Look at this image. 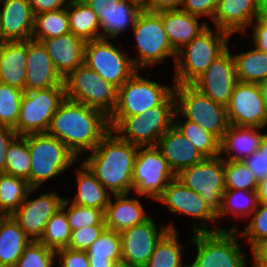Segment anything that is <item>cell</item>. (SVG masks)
I'll list each match as a JSON object with an SVG mask.
<instances>
[{
    "label": "cell",
    "mask_w": 267,
    "mask_h": 267,
    "mask_svg": "<svg viewBox=\"0 0 267 267\" xmlns=\"http://www.w3.org/2000/svg\"><path fill=\"white\" fill-rule=\"evenodd\" d=\"M70 31L87 41L101 38L100 24L95 12L82 0H70L67 6Z\"/></svg>",
    "instance_id": "31"
},
{
    "label": "cell",
    "mask_w": 267,
    "mask_h": 267,
    "mask_svg": "<svg viewBox=\"0 0 267 267\" xmlns=\"http://www.w3.org/2000/svg\"><path fill=\"white\" fill-rule=\"evenodd\" d=\"M229 125L264 128L267 103L258 84L237 81L226 106Z\"/></svg>",
    "instance_id": "15"
},
{
    "label": "cell",
    "mask_w": 267,
    "mask_h": 267,
    "mask_svg": "<svg viewBox=\"0 0 267 267\" xmlns=\"http://www.w3.org/2000/svg\"><path fill=\"white\" fill-rule=\"evenodd\" d=\"M111 131L109 117L102 111L65 98L54 113L48 134L63 142L80 161Z\"/></svg>",
    "instance_id": "1"
},
{
    "label": "cell",
    "mask_w": 267,
    "mask_h": 267,
    "mask_svg": "<svg viewBox=\"0 0 267 267\" xmlns=\"http://www.w3.org/2000/svg\"><path fill=\"white\" fill-rule=\"evenodd\" d=\"M177 234V230H168L156 243L144 267H187L183 264V249Z\"/></svg>",
    "instance_id": "35"
},
{
    "label": "cell",
    "mask_w": 267,
    "mask_h": 267,
    "mask_svg": "<svg viewBox=\"0 0 267 267\" xmlns=\"http://www.w3.org/2000/svg\"><path fill=\"white\" fill-rule=\"evenodd\" d=\"M231 35L208 27L188 45L179 50L175 59L174 85H191L227 48Z\"/></svg>",
    "instance_id": "4"
},
{
    "label": "cell",
    "mask_w": 267,
    "mask_h": 267,
    "mask_svg": "<svg viewBox=\"0 0 267 267\" xmlns=\"http://www.w3.org/2000/svg\"><path fill=\"white\" fill-rule=\"evenodd\" d=\"M226 190L257 191L258 179L243 161L224 160Z\"/></svg>",
    "instance_id": "42"
},
{
    "label": "cell",
    "mask_w": 267,
    "mask_h": 267,
    "mask_svg": "<svg viewBox=\"0 0 267 267\" xmlns=\"http://www.w3.org/2000/svg\"><path fill=\"white\" fill-rule=\"evenodd\" d=\"M253 24L252 43L258 50L267 53V13L259 15Z\"/></svg>",
    "instance_id": "50"
},
{
    "label": "cell",
    "mask_w": 267,
    "mask_h": 267,
    "mask_svg": "<svg viewBox=\"0 0 267 267\" xmlns=\"http://www.w3.org/2000/svg\"><path fill=\"white\" fill-rule=\"evenodd\" d=\"M5 173L26 179L30 186L31 155L27 135L17 136L6 153Z\"/></svg>",
    "instance_id": "40"
},
{
    "label": "cell",
    "mask_w": 267,
    "mask_h": 267,
    "mask_svg": "<svg viewBox=\"0 0 267 267\" xmlns=\"http://www.w3.org/2000/svg\"><path fill=\"white\" fill-rule=\"evenodd\" d=\"M258 16L255 0H219L213 23L230 35L244 34Z\"/></svg>",
    "instance_id": "23"
},
{
    "label": "cell",
    "mask_w": 267,
    "mask_h": 267,
    "mask_svg": "<svg viewBox=\"0 0 267 267\" xmlns=\"http://www.w3.org/2000/svg\"><path fill=\"white\" fill-rule=\"evenodd\" d=\"M24 91L0 83V125H17Z\"/></svg>",
    "instance_id": "44"
},
{
    "label": "cell",
    "mask_w": 267,
    "mask_h": 267,
    "mask_svg": "<svg viewBox=\"0 0 267 267\" xmlns=\"http://www.w3.org/2000/svg\"><path fill=\"white\" fill-rule=\"evenodd\" d=\"M71 32L69 27L67 7L57 10L42 12L34 16L32 39L43 41Z\"/></svg>",
    "instance_id": "37"
},
{
    "label": "cell",
    "mask_w": 267,
    "mask_h": 267,
    "mask_svg": "<svg viewBox=\"0 0 267 267\" xmlns=\"http://www.w3.org/2000/svg\"><path fill=\"white\" fill-rule=\"evenodd\" d=\"M27 40L4 41L0 46V83L26 91Z\"/></svg>",
    "instance_id": "25"
},
{
    "label": "cell",
    "mask_w": 267,
    "mask_h": 267,
    "mask_svg": "<svg viewBox=\"0 0 267 267\" xmlns=\"http://www.w3.org/2000/svg\"><path fill=\"white\" fill-rule=\"evenodd\" d=\"M131 1L138 4L143 9H145L151 2V0H131Z\"/></svg>",
    "instance_id": "62"
},
{
    "label": "cell",
    "mask_w": 267,
    "mask_h": 267,
    "mask_svg": "<svg viewBox=\"0 0 267 267\" xmlns=\"http://www.w3.org/2000/svg\"><path fill=\"white\" fill-rule=\"evenodd\" d=\"M183 0H151L145 10L159 13L162 11L179 10Z\"/></svg>",
    "instance_id": "55"
},
{
    "label": "cell",
    "mask_w": 267,
    "mask_h": 267,
    "mask_svg": "<svg viewBox=\"0 0 267 267\" xmlns=\"http://www.w3.org/2000/svg\"><path fill=\"white\" fill-rule=\"evenodd\" d=\"M61 207L66 211L71 231L92 225H105L104 212L100 209L72 204L68 198H64Z\"/></svg>",
    "instance_id": "43"
},
{
    "label": "cell",
    "mask_w": 267,
    "mask_h": 267,
    "mask_svg": "<svg viewBox=\"0 0 267 267\" xmlns=\"http://www.w3.org/2000/svg\"><path fill=\"white\" fill-rule=\"evenodd\" d=\"M32 240L11 215L0 217V267H14Z\"/></svg>",
    "instance_id": "29"
},
{
    "label": "cell",
    "mask_w": 267,
    "mask_h": 267,
    "mask_svg": "<svg viewBox=\"0 0 267 267\" xmlns=\"http://www.w3.org/2000/svg\"><path fill=\"white\" fill-rule=\"evenodd\" d=\"M27 144L31 155V188H38L79 161L63 142L47 132L28 134Z\"/></svg>",
    "instance_id": "5"
},
{
    "label": "cell",
    "mask_w": 267,
    "mask_h": 267,
    "mask_svg": "<svg viewBox=\"0 0 267 267\" xmlns=\"http://www.w3.org/2000/svg\"><path fill=\"white\" fill-rule=\"evenodd\" d=\"M242 161L254 173V176L258 180L267 176L264 163V154H262L260 150L254 152L249 157L244 158Z\"/></svg>",
    "instance_id": "53"
},
{
    "label": "cell",
    "mask_w": 267,
    "mask_h": 267,
    "mask_svg": "<svg viewBox=\"0 0 267 267\" xmlns=\"http://www.w3.org/2000/svg\"><path fill=\"white\" fill-rule=\"evenodd\" d=\"M138 148L111 130L82 163L112 196L129 194Z\"/></svg>",
    "instance_id": "2"
},
{
    "label": "cell",
    "mask_w": 267,
    "mask_h": 267,
    "mask_svg": "<svg viewBox=\"0 0 267 267\" xmlns=\"http://www.w3.org/2000/svg\"><path fill=\"white\" fill-rule=\"evenodd\" d=\"M176 178L168 161L155 146H139L132 171V190L156 201Z\"/></svg>",
    "instance_id": "10"
},
{
    "label": "cell",
    "mask_w": 267,
    "mask_h": 267,
    "mask_svg": "<svg viewBox=\"0 0 267 267\" xmlns=\"http://www.w3.org/2000/svg\"><path fill=\"white\" fill-rule=\"evenodd\" d=\"M105 228V225H92L71 231V237L67 248L86 251Z\"/></svg>",
    "instance_id": "47"
},
{
    "label": "cell",
    "mask_w": 267,
    "mask_h": 267,
    "mask_svg": "<svg viewBox=\"0 0 267 267\" xmlns=\"http://www.w3.org/2000/svg\"><path fill=\"white\" fill-rule=\"evenodd\" d=\"M136 40L135 49L138 57L131 58L135 67L140 71L149 65H156L166 57L176 59L162 22V12L154 13L145 9L139 14L132 28Z\"/></svg>",
    "instance_id": "8"
},
{
    "label": "cell",
    "mask_w": 267,
    "mask_h": 267,
    "mask_svg": "<svg viewBox=\"0 0 267 267\" xmlns=\"http://www.w3.org/2000/svg\"><path fill=\"white\" fill-rule=\"evenodd\" d=\"M70 0H29L35 15L42 12L57 11L68 6Z\"/></svg>",
    "instance_id": "52"
},
{
    "label": "cell",
    "mask_w": 267,
    "mask_h": 267,
    "mask_svg": "<svg viewBox=\"0 0 267 267\" xmlns=\"http://www.w3.org/2000/svg\"><path fill=\"white\" fill-rule=\"evenodd\" d=\"M71 237V229L66 211L60 207L46 224L39 242L55 251L67 248Z\"/></svg>",
    "instance_id": "41"
},
{
    "label": "cell",
    "mask_w": 267,
    "mask_h": 267,
    "mask_svg": "<svg viewBox=\"0 0 267 267\" xmlns=\"http://www.w3.org/2000/svg\"><path fill=\"white\" fill-rule=\"evenodd\" d=\"M138 72L139 70L118 88L117 104L109 117H129L144 113L161 105L174 92V84L162 85L141 77Z\"/></svg>",
    "instance_id": "12"
},
{
    "label": "cell",
    "mask_w": 267,
    "mask_h": 267,
    "mask_svg": "<svg viewBox=\"0 0 267 267\" xmlns=\"http://www.w3.org/2000/svg\"><path fill=\"white\" fill-rule=\"evenodd\" d=\"M237 82L229 47L191 85L212 101L227 106Z\"/></svg>",
    "instance_id": "18"
},
{
    "label": "cell",
    "mask_w": 267,
    "mask_h": 267,
    "mask_svg": "<svg viewBox=\"0 0 267 267\" xmlns=\"http://www.w3.org/2000/svg\"><path fill=\"white\" fill-rule=\"evenodd\" d=\"M251 251L258 262L267 266V240L256 243Z\"/></svg>",
    "instance_id": "56"
},
{
    "label": "cell",
    "mask_w": 267,
    "mask_h": 267,
    "mask_svg": "<svg viewBox=\"0 0 267 267\" xmlns=\"http://www.w3.org/2000/svg\"><path fill=\"white\" fill-rule=\"evenodd\" d=\"M260 129L258 127L229 125L220 140V154H226V157H222V159L242 161L258 151L264 137V134L259 132Z\"/></svg>",
    "instance_id": "28"
},
{
    "label": "cell",
    "mask_w": 267,
    "mask_h": 267,
    "mask_svg": "<svg viewBox=\"0 0 267 267\" xmlns=\"http://www.w3.org/2000/svg\"><path fill=\"white\" fill-rule=\"evenodd\" d=\"M256 192L258 203L267 206V176L258 181Z\"/></svg>",
    "instance_id": "57"
},
{
    "label": "cell",
    "mask_w": 267,
    "mask_h": 267,
    "mask_svg": "<svg viewBox=\"0 0 267 267\" xmlns=\"http://www.w3.org/2000/svg\"><path fill=\"white\" fill-rule=\"evenodd\" d=\"M237 81L259 84L267 79V53L253 49L232 54Z\"/></svg>",
    "instance_id": "34"
},
{
    "label": "cell",
    "mask_w": 267,
    "mask_h": 267,
    "mask_svg": "<svg viewBox=\"0 0 267 267\" xmlns=\"http://www.w3.org/2000/svg\"><path fill=\"white\" fill-rule=\"evenodd\" d=\"M0 35L4 41L32 39L34 14L29 0H1Z\"/></svg>",
    "instance_id": "22"
},
{
    "label": "cell",
    "mask_w": 267,
    "mask_h": 267,
    "mask_svg": "<svg viewBox=\"0 0 267 267\" xmlns=\"http://www.w3.org/2000/svg\"><path fill=\"white\" fill-rule=\"evenodd\" d=\"M219 0H183L180 10L195 16H206L213 20Z\"/></svg>",
    "instance_id": "48"
},
{
    "label": "cell",
    "mask_w": 267,
    "mask_h": 267,
    "mask_svg": "<svg viewBox=\"0 0 267 267\" xmlns=\"http://www.w3.org/2000/svg\"><path fill=\"white\" fill-rule=\"evenodd\" d=\"M4 40L2 39L1 35H0V46L3 44Z\"/></svg>",
    "instance_id": "64"
},
{
    "label": "cell",
    "mask_w": 267,
    "mask_h": 267,
    "mask_svg": "<svg viewBox=\"0 0 267 267\" xmlns=\"http://www.w3.org/2000/svg\"><path fill=\"white\" fill-rule=\"evenodd\" d=\"M168 230L176 231V228L172 223L158 228L156 221L150 217L147 221L122 231L121 260L136 267H144L156 243Z\"/></svg>",
    "instance_id": "17"
},
{
    "label": "cell",
    "mask_w": 267,
    "mask_h": 267,
    "mask_svg": "<svg viewBox=\"0 0 267 267\" xmlns=\"http://www.w3.org/2000/svg\"><path fill=\"white\" fill-rule=\"evenodd\" d=\"M41 42L50 55L55 69L63 79L84 64L86 41L72 32Z\"/></svg>",
    "instance_id": "21"
},
{
    "label": "cell",
    "mask_w": 267,
    "mask_h": 267,
    "mask_svg": "<svg viewBox=\"0 0 267 267\" xmlns=\"http://www.w3.org/2000/svg\"><path fill=\"white\" fill-rule=\"evenodd\" d=\"M65 98L98 109L108 117L117 104L118 88L100 77L86 64L64 79Z\"/></svg>",
    "instance_id": "9"
},
{
    "label": "cell",
    "mask_w": 267,
    "mask_h": 267,
    "mask_svg": "<svg viewBox=\"0 0 267 267\" xmlns=\"http://www.w3.org/2000/svg\"><path fill=\"white\" fill-rule=\"evenodd\" d=\"M259 150L264 154L265 170L267 171V132L264 134Z\"/></svg>",
    "instance_id": "58"
},
{
    "label": "cell",
    "mask_w": 267,
    "mask_h": 267,
    "mask_svg": "<svg viewBox=\"0 0 267 267\" xmlns=\"http://www.w3.org/2000/svg\"><path fill=\"white\" fill-rule=\"evenodd\" d=\"M111 267H136V266H133L132 264L127 263L126 261L119 260L114 262Z\"/></svg>",
    "instance_id": "61"
},
{
    "label": "cell",
    "mask_w": 267,
    "mask_h": 267,
    "mask_svg": "<svg viewBox=\"0 0 267 267\" xmlns=\"http://www.w3.org/2000/svg\"><path fill=\"white\" fill-rule=\"evenodd\" d=\"M174 92L159 106L129 117H109L110 128L122 140L137 146H155L174 125Z\"/></svg>",
    "instance_id": "3"
},
{
    "label": "cell",
    "mask_w": 267,
    "mask_h": 267,
    "mask_svg": "<svg viewBox=\"0 0 267 267\" xmlns=\"http://www.w3.org/2000/svg\"><path fill=\"white\" fill-rule=\"evenodd\" d=\"M38 188H30L26 199L11 215L32 241H39L46 224L53 214L61 207L64 198L54 191H47L32 200L29 195Z\"/></svg>",
    "instance_id": "19"
},
{
    "label": "cell",
    "mask_w": 267,
    "mask_h": 267,
    "mask_svg": "<svg viewBox=\"0 0 267 267\" xmlns=\"http://www.w3.org/2000/svg\"><path fill=\"white\" fill-rule=\"evenodd\" d=\"M254 215V216H252ZM252 218L245 229L239 231V236L247 237V241L251 248L261 241L267 240V206L263 204L257 205V208L251 214ZM241 232V233H240Z\"/></svg>",
    "instance_id": "46"
},
{
    "label": "cell",
    "mask_w": 267,
    "mask_h": 267,
    "mask_svg": "<svg viewBox=\"0 0 267 267\" xmlns=\"http://www.w3.org/2000/svg\"><path fill=\"white\" fill-rule=\"evenodd\" d=\"M258 199L256 191L225 190L222 206L217 213V219L232 214L236 218L251 216L257 208Z\"/></svg>",
    "instance_id": "39"
},
{
    "label": "cell",
    "mask_w": 267,
    "mask_h": 267,
    "mask_svg": "<svg viewBox=\"0 0 267 267\" xmlns=\"http://www.w3.org/2000/svg\"><path fill=\"white\" fill-rule=\"evenodd\" d=\"M56 261L55 250L39 241H31L14 267H53Z\"/></svg>",
    "instance_id": "45"
},
{
    "label": "cell",
    "mask_w": 267,
    "mask_h": 267,
    "mask_svg": "<svg viewBox=\"0 0 267 267\" xmlns=\"http://www.w3.org/2000/svg\"><path fill=\"white\" fill-rule=\"evenodd\" d=\"M17 136L14 128L0 125V173L5 172L6 153L9 145Z\"/></svg>",
    "instance_id": "51"
},
{
    "label": "cell",
    "mask_w": 267,
    "mask_h": 267,
    "mask_svg": "<svg viewBox=\"0 0 267 267\" xmlns=\"http://www.w3.org/2000/svg\"><path fill=\"white\" fill-rule=\"evenodd\" d=\"M254 260L253 267H267L266 265L258 262L254 257H252Z\"/></svg>",
    "instance_id": "63"
},
{
    "label": "cell",
    "mask_w": 267,
    "mask_h": 267,
    "mask_svg": "<svg viewBox=\"0 0 267 267\" xmlns=\"http://www.w3.org/2000/svg\"><path fill=\"white\" fill-rule=\"evenodd\" d=\"M230 228L194 233L189 242L197 246V254L187 267H247L237 240L239 232L235 226Z\"/></svg>",
    "instance_id": "6"
},
{
    "label": "cell",
    "mask_w": 267,
    "mask_h": 267,
    "mask_svg": "<svg viewBox=\"0 0 267 267\" xmlns=\"http://www.w3.org/2000/svg\"><path fill=\"white\" fill-rule=\"evenodd\" d=\"M142 10L141 6L131 0L119 2L114 10L99 21L101 38L115 40L129 25L133 28Z\"/></svg>",
    "instance_id": "32"
},
{
    "label": "cell",
    "mask_w": 267,
    "mask_h": 267,
    "mask_svg": "<svg viewBox=\"0 0 267 267\" xmlns=\"http://www.w3.org/2000/svg\"><path fill=\"white\" fill-rule=\"evenodd\" d=\"M178 115H174V126L185 136L204 158L220 156V141L211 133L204 130L198 124L187 120L185 123L176 121Z\"/></svg>",
    "instance_id": "38"
},
{
    "label": "cell",
    "mask_w": 267,
    "mask_h": 267,
    "mask_svg": "<svg viewBox=\"0 0 267 267\" xmlns=\"http://www.w3.org/2000/svg\"><path fill=\"white\" fill-rule=\"evenodd\" d=\"M111 41L113 39L103 38L87 41L84 64L100 77L120 88L138 69L129 54L119 50Z\"/></svg>",
    "instance_id": "13"
},
{
    "label": "cell",
    "mask_w": 267,
    "mask_h": 267,
    "mask_svg": "<svg viewBox=\"0 0 267 267\" xmlns=\"http://www.w3.org/2000/svg\"><path fill=\"white\" fill-rule=\"evenodd\" d=\"M175 115L194 122L219 141L229 127L226 106L212 101L192 85H174Z\"/></svg>",
    "instance_id": "7"
},
{
    "label": "cell",
    "mask_w": 267,
    "mask_h": 267,
    "mask_svg": "<svg viewBox=\"0 0 267 267\" xmlns=\"http://www.w3.org/2000/svg\"><path fill=\"white\" fill-rule=\"evenodd\" d=\"M258 85L260 87L262 96L264 97L267 103V79L264 80L263 82H260Z\"/></svg>",
    "instance_id": "60"
},
{
    "label": "cell",
    "mask_w": 267,
    "mask_h": 267,
    "mask_svg": "<svg viewBox=\"0 0 267 267\" xmlns=\"http://www.w3.org/2000/svg\"><path fill=\"white\" fill-rule=\"evenodd\" d=\"M90 267H111L121 260V236L119 232L105 228L86 250Z\"/></svg>",
    "instance_id": "33"
},
{
    "label": "cell",
    "mask_w": 267,
    "mask_h": 267,
    "mask_svg": "<svg viewBox=\"0 0 267 267\" xmlns=\"http://www.w3.org/2000/svg\"><path fill=\"white\" fill-rule=\"evenodd\" d=\"M186 187L198 193L217 214L222 206L225 187L222 156L204 158L176 176Z\"/></svg>",
    "instance_id": "14"
},
{
    "label": "cell",
    "mask_w": 267,
    "mask_h": 267,
    "mask_svg": "<svg viewBox=\"0 0 267 267\" xmlns=\"http://www.w3.org/2000/svg\"><path fill=\"white\" fill-rule=\"evenodd\" d=\"M84 1L98 16L99 21L104 15L110 13L116 8L122 0H82Z\"/></svg>",
    "instance_id": "54"
},
{
    "label": "cell",
    "mask_w": 267,
    "mask_h": 267,
    "mask_svg": "<svg viewBox=\"0 0 267 267\" xmlns=\"http://www.w3.org/2000/svg\"><path fill=\"white\" fill-rule=\"evenodd\" d=\"M127 196L128 194L114 195L113 197L116 199L114 203L110 197L104 211L106 228L121 233L150 218L138 198H128Z\"/></svg>",
    "instance_id": "26"
},
{
    "label": "cell",
    "mask_w": 267,
    "mask_h": 267,
    "mask_svg": "<svg viewBox=\"0 0 267 267\" xmlns=\"http://www.w3.org/2000/svg\"><path fill=\"white\" fill-rule=\"evenodd\" d=\"M156 146L176 176L182 170L204 159L194 145L174 125L159 138Z\"/></svg>",
    "instance_id": "24"
},
{
    "label": "cell",
    "mask_w": 267,
    "mask_h": 267,
    "mask_svg": "<svg viewBox=\"0 0 267 267\" xmlns=\"http://www.w3.org/2000/svg\"><path fill=\"white\" fill-rule=\"evenodd\" d=\"M30 188L26 179L0 173V215H12L24 202Z\"/></svg>",
    "instance_id": "36"
},
{
    "label": "cell",
    "mask_w": 267,
    "mask_h": 267,
    "mask_svg": "<svg viewBox=\"0 0 267 267\" xmlns=\"http://www.w3.org/2000/svg\"><path fill=\"white\" fill-rule=\"evenodd\" d=\"M259 15L267 13V0H255Z\"/></svg>",
    "instance_id": "59"
},
{
    "label": "cell",
    "mask_w": 267,
    "mask_h": 267,
    "mask_svg": "<svg viewBox=\"0 0 267 267\" xmlns=\"http://www.w3.org/2000/svg\"><path fill=\"white\" fill-rule=\"evenodd\" d=\"M75 174L78 189L75 197L72 200L69 199V202L79 206L100 209L104 212L112 195L82 162Z\"/></svg>",
    "instance_id": "30"
},
{
    "label": "cell",
    "mask_w": 267,
    "mask_h": 267,
    "mask_svg": "<svg viewBox=\"0 0 267 267\" xmlns=\"http://www.w3.org/2000/svg\"><path fill=\"white\" fill-rule=\"evenodd\" d=\"M26 91L65 87L42 42L27 40Z\"/></svg>",
    "instance_id": "20"
},
{
    "label": "cell",
    "mask_w": 267,
    "mask_h": 267,
    "mask_svg": "<svg viewBox=\"0 0 267 267\" xmlns=\"http://www.w3.org/2000/svg\"><path fill=\"white\" fill-rule=\"evenodd\" d=\"M169 208L173 214H184L202 220L201 227L193 222V232H217L224 228L207 229V222L217 221V214L204 202L202 197L186 187L177 177L164 189L162 195L156 200ZM206 223H203L205 222Z\"/></svg>",
    "instance_id": "16"
},
{
    "label": "cell",
    "mask_w": 267,
    "mask_h": 267,
    "mask_svg": "<svg viewBox=\"0 0 267 267\" xmlns=\"http://www.w3.org/2000/svg\"><path fill=\"white\" fill-rule=\"evenodd\" d=\"M198 20V16L180 9L162 11L166 35L176 53L209 27L205 21L198 23Z\"/></svg>",
    "instance_id": "27"
},
{
    "label": "cell",
    "mask_w": 267,
    "mask_h": 267,
    "mask_svg": "<svg viewBox=\"0 0 267 267\" xmlns=\"http://www.w3.org/2000/svg\"><path fill=\"white\" fill-rule=\"evenodd\" d=\"M65 99V87L24 91L17 125L18 136L48 131L51 119Z\"/></svg>",
    "instance_id": "11"
},
{
    "label": "cell",
    "mask_w": 267,
    "mask_h": 267,
    "mask_svg": "<svg viewBox=\"0 0 267 267\" xmlns=\"http://www.w3.org/2000/svg\"><path fill=\"white\" fill-rule=\"evenodd\" d=\"M58 267H90L86 251L61 248L56 251Z\"/></svg>",
    "instance_id": "49"
}]
</instances>
